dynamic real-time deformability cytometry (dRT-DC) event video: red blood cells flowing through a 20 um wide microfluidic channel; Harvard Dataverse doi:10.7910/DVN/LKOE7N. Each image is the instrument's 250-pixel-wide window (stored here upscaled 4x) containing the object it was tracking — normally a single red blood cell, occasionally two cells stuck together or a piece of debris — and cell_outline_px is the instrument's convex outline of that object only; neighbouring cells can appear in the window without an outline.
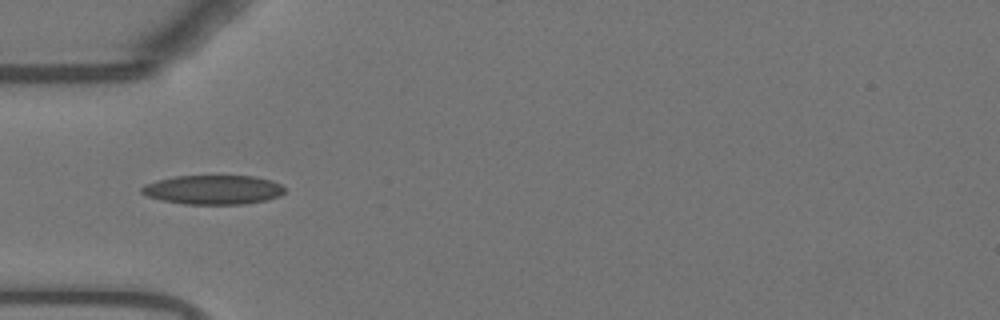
{"species": "Egyptian fruit bat (a non-hibernating species)", "species_latin": "Rousettus aegyptiacus", "temperature_condition": "warm", "stored_images_in_passage": 13, "camera_frame_rate_fps": 3000, "um_per_image_px": 0.085, "animal": {"sex": "female"}, "frame": {"image": 1, "passage_image": 3, "time_ms": 0.667, "image_size_px": [1000, 320], "cell_outline_px": [[284, 192], [280, 196], [268, 200], [244, 204], [184, 204], [160, 200], [148, 196], [140, 192], [140, 188], [144, 184], [156, 180], [176, 176], [252, 176], [268, 180], [280, 184], [284, 188]], "centroid_in_image_um": [18.08, 16.13], "position_along_channel_um": 66.9, "area_um2": 24.39}}
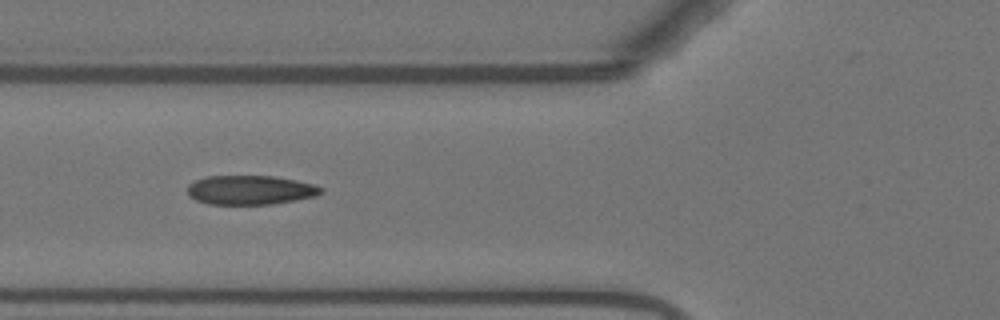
{"frame": {"image": 2, "passage_image": 6, "time_ms": 1.667, "image_size_px": [1000, 320], "cell_outline_px": [[324, 192], [316, 196], [272, 204], [208, 204], [196, 200], [188, 196], [188, 184], [196, 180], [208, 176], [276, 176], [316, 184], [324, 188]], "centroid_in_image_um": [21.31, 16.15], "position_along_channel_um": 104.5, "area_um2": 22.89}}
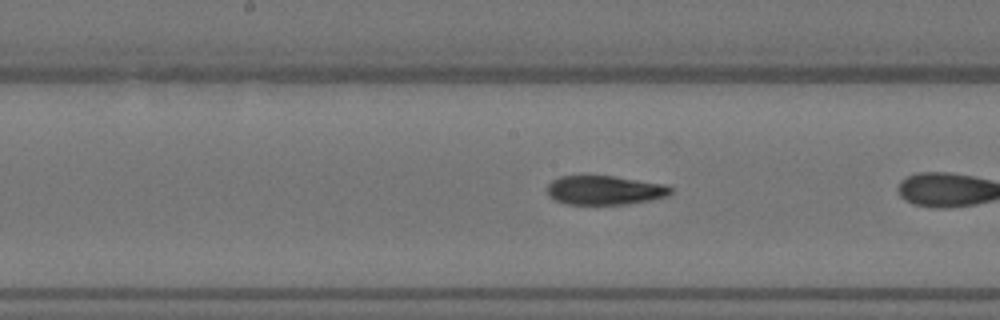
{"frame": {"image": 3, "passage_image": 11, "time_ms": 3.333, "image_size_px": [1000, 320], "cell_outline_px": [[672, 192], [668, 196], [652, 200], [624, 204], [568, 204], [556, 200], [548, 196], [548, 184], [552, 180], [560, 176], [612, 176], [664, 184], [672, 188]], "centroid_in_image_um": [51.41, 16.17], "position_along_channel_um": 196.8, "area_um2": 20.81}}